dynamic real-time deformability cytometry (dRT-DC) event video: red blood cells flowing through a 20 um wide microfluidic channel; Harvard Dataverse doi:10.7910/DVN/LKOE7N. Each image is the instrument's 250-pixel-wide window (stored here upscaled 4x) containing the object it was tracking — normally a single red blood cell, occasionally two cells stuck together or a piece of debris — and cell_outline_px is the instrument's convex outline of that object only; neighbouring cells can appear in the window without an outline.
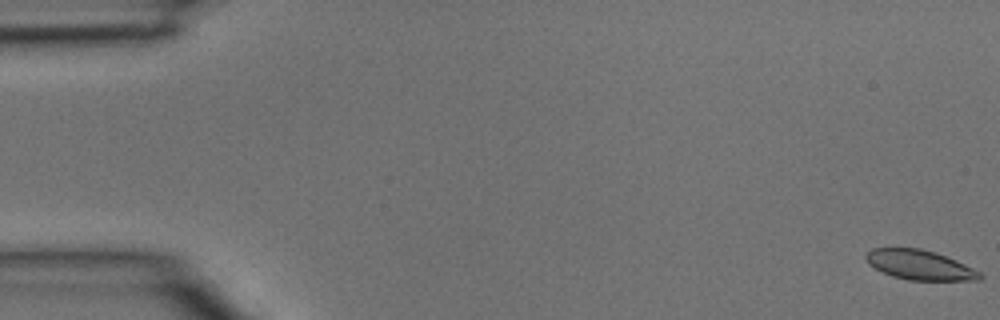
{"species": "common noctule bat (a hibernating species)", "species_latin": "Nyctalus noctula", "temperature_condition": "room temperature", "stored_images_in_passage": 40, "camera_frame_rate_fps": 3000, "um_per_image_px": 0.085, "animal": {"sex": "male", "body_mass_g": 15.6}, "frame": {"image": 1, "passage_image": 1, "time_ms": 0.0, "image_size_px": [1000, 320], "cell_outline_px": [[984, 276], [980, 280], [908, 280], [892, 276], [868, 264], [864, 260], [864, 256], [872, 248], [920, 248], [936, 252], [956, 260], [980, 272]], "centroid_in_image_um": [78.16, 22.51], "position_along_channel_um": 6.8, "area_um2": 19.71}}
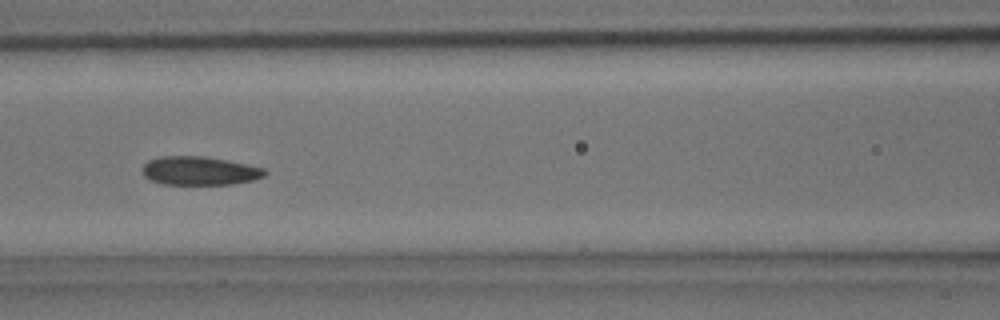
{"frame": {"image": 2, "passage_image": 18, "time_ms": 5.667, "image_size_px": [1000, 320], "cell_outline_px": [[268, 172], [264, 176], [252, 180], [232, 184], [164, 184], [152, 180], [144, 176], [144, 164], [148, 160], [160, 156], [204, 156], [228, 160], [248, 164], [264, 168]], "centroid_in_image_um": [16.99, 14.51], "position_along_channel_um": 149.6, "area_um2": 20.35}}
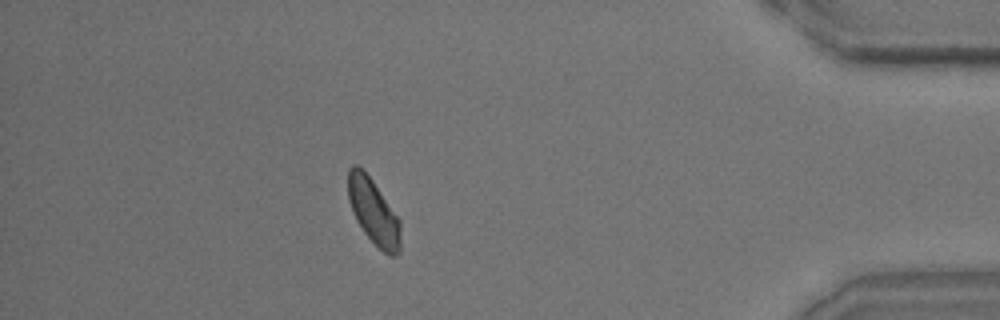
{"frame": {"image": 3, "passage_image": 36, "time_ms": 11.667, "image_size_px": [1000, 320], "cell_outline_px": [[400, 252], [392, 256], [388, 256], [364, 232], [356, 220], [348, 200], [348, 168], [352, 164], [356, 164], [372, 180], [400, 220]], "centroid_in_image_um": [31.74, 17.99], "position_along_channel_um": 403.5, "area_um2": 19.71}}